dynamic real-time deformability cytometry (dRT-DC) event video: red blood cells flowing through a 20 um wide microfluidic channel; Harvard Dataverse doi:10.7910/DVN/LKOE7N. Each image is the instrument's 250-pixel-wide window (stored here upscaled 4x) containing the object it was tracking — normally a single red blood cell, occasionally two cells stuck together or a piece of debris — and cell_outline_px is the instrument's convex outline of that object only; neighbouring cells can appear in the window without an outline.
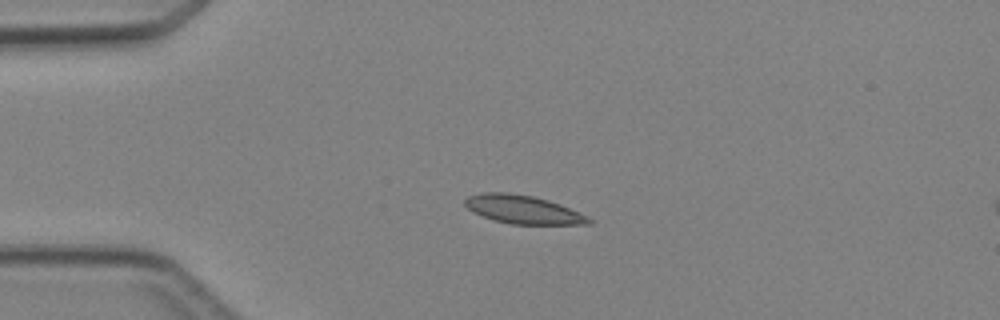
{"species": "Egyptian fruit bat (a non-hibernating species)", "species_latin": "Rousettus aegyptiacus", "temperature_condition": "cold", "stored_images_in_passage": 5, "camera_frame_rate_fps": 3000, "um_per_image_px": 0.085, "animal": {"sex": "female"}, "frame": {"image": 1, "passage_image": 3, "time_ms": 2.333, "image_size_px": [1000, 320], "cell_outline_px": [[592, 224], [512, 224], [496, 220], [472, 212], [464, 204], [464, 200], [468, 196], [480, 192], [508, 192], [532, 196], [548, 200], [560, 204], [588, 216], [592, 220]], "centroid_in_image_um": [44.45, 17.8], "position_along_channel_um": 40.6, "area_um2": 20.4}}
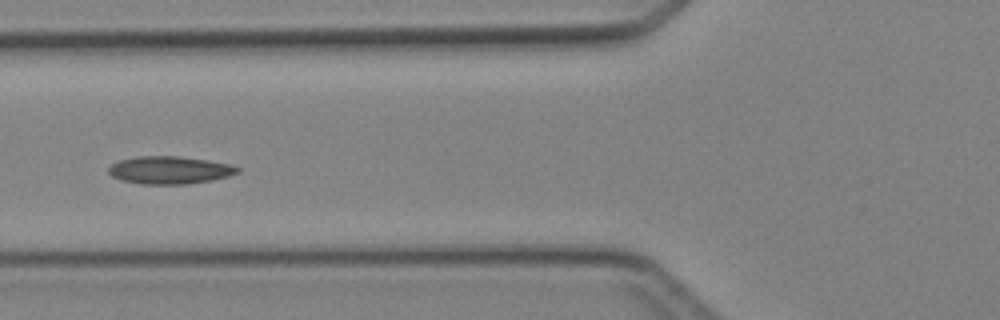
{"frame": {"image": 2, "passage_image": 5, "time_ms": 4.667, "image_size_px": [1000, 320], "cell_outline_px": [[240, 172], [228, 176], [212, 180], [188, 184], [140, 184], [120, 180], [112, 176], [108, 172], [108, 168], [116, 160], [136, 156], [176, 156], [208, 160], [232, 164], [240, 168]], "centroid_in_image_um": [14.41, 14.45], "position_along_channel_um": 111.4, "area_um2": 21.04}}